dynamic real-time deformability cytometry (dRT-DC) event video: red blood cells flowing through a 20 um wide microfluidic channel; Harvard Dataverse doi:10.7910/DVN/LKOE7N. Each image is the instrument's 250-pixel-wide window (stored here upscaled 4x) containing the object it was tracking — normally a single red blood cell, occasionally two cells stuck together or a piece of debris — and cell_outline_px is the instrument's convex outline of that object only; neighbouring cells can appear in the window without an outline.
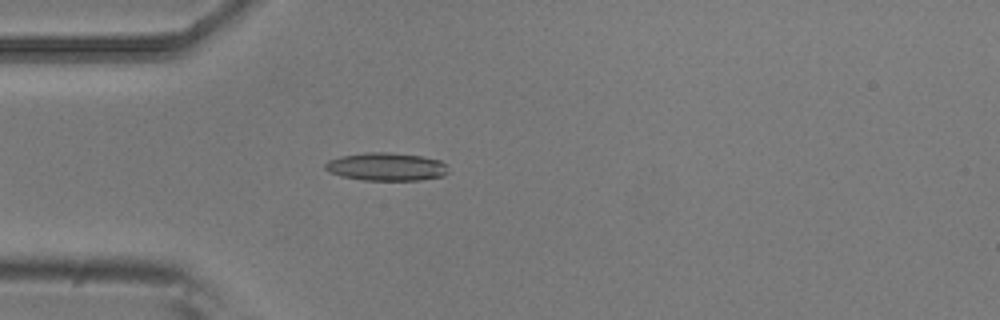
{"species": "common noctule bat (a hibernating species)", "species_latin": "Nyctalus noctula", "temperature_condition": "room temperature", "stored_images_in_passage": 4, "camera_frame_rate_fps": 3000, "um_per_image_px": 0.085, "animal": {"sex": "male", "body_mass_g": 20.5, "forearm_length_mm": 52.5}, "frame": {"image": 1, "passage_image": 4, "time_ms": 1.0, "image_size_px": [1000, 320], "cell_outline_px": [[448, 172], [444, 176], [420, 180], [360, 180], [340, 176], [328, 172], [324, 168], [324, 164], [328, 160], [340, 156], [368, 152], [388, 152], [420, 156], [440, 160], [444, 164]], "centroid_in_image_um": [32.78, 14.18], "position_along_channel_um": 52.2, "area_um2": 20.17}}